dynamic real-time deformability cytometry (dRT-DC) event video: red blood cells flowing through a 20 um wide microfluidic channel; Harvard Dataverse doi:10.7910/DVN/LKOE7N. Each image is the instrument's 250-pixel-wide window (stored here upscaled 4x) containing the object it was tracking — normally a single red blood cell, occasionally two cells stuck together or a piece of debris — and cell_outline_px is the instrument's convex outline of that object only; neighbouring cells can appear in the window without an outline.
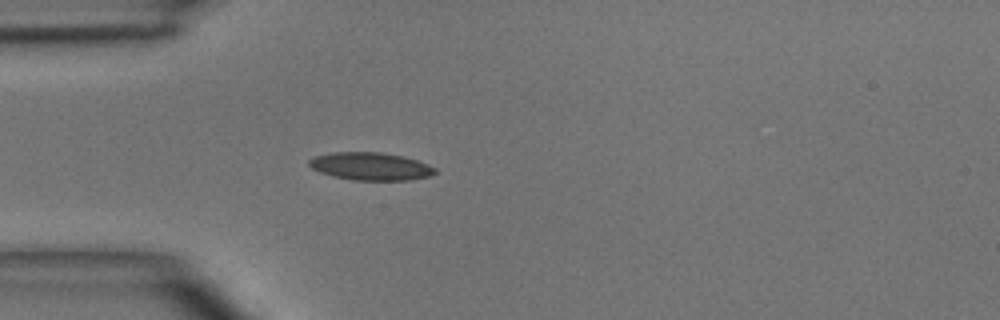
{"species": "common noctule bat (a hibernating species)", "species_latin": "Nyctalus noctula", "temperature_condition": "room temperature", "stored_images_in_passage": 1, "camera_frame_rate_fps": 3000, "um_per_image_px": 0.085, "animal": {"sex": "male", "body_mass_g": 15.6}, "frame": {"image": 1, "passage_image": 1, "time_ms": 0.0, "image_size_px": [1000, 320], "cell_outline_px": [[436, 172], [432, 176], [408, 180], [352, 180], [332, 176], [320, 172], [312, 168], [308, 164], [308, 160], [316, 156], [332, 152], [380, 152], [404, 156], [428, 164], [436, 168]], "centroid_in_image_um": [31.51, 14.14], "position_along_channel_um": 53.5, "area_um2": 20.46}}